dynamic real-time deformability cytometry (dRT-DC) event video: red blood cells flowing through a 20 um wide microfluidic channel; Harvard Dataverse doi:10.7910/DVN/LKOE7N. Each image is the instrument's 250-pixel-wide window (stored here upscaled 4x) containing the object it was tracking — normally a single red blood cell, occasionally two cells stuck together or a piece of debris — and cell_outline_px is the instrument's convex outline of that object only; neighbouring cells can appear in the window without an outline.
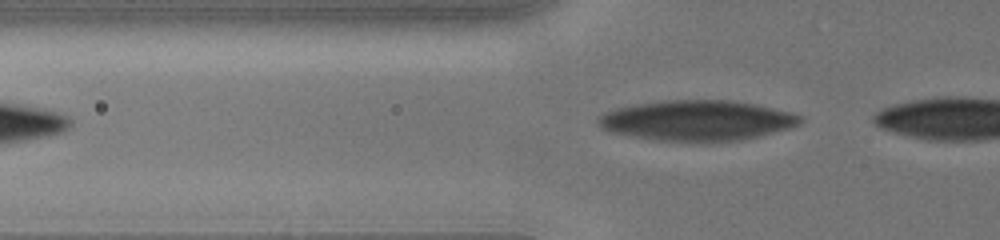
{"species": "human", "species_latin": "Homo sapiens", "temperature_condition": "cold", "stored_images_in_passage": 7, "camera_frame_rate_fps": 3000, "um_per_image_px": 0.085, "donor": {"sex": "male"}, "frame": {"image": 1, "passage_image": 5, "time_ms": 2.0, "image_size_px": [1000, 240], "cell_outline_px": [[804, 120], [800, 124], [792, 128], [760, 136], [740, 140], [660, 140], [612, 132], [600, 128], [596, 120], [604, 112], [616, 108], [636, 104], [664, 100], [732, 100], [756, 104], [792, 112], [804, 116]], "centroid_in_image_um": [59.32, 10.21], "position_along_channel_um": 66.5, "area_um2": 47.22}}